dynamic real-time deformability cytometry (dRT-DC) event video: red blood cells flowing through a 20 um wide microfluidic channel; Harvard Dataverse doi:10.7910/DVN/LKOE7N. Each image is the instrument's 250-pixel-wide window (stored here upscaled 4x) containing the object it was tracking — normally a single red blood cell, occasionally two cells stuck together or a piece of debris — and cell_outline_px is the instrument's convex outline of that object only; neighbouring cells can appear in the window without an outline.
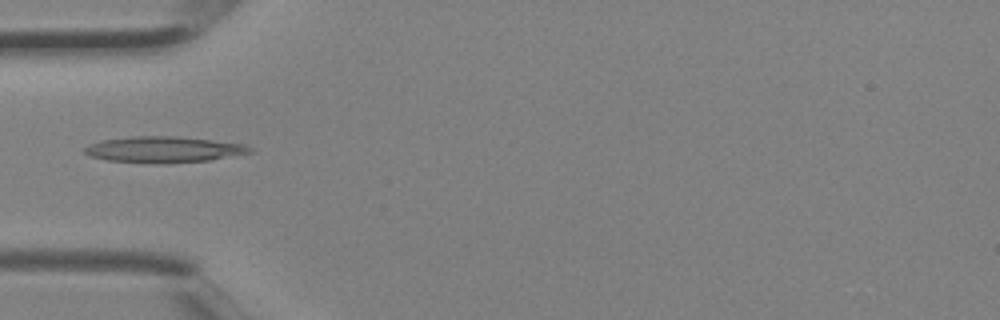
{"species": "Egyptian fruit bat (a non-hibernating species)", "species_latin": "Rousettus aegyptiacus", "temperature_condition": "room temperature", "stored_images_in_passage": 2, "camera_frame_rate_fps": 3000, "um_per_image_px": 0.085, "animal": {"sex": "female"}, "frame": {"image": 1, "passage_image": 2, "time_ms": 0.333, "image_size_px": [1000, 320], "cell_outline_px": [[256, 152], [208, 160], [164, 164], [108, 160], [88, 156], [84, 152], [84, 148], [88, 144], [100, 140], [132, 136], [176, 136], [212, 140], [244, 144], [252, 148]], "centroid_in_image_um": [13.91, 12.71], "position_along_channel_um": 71.1, "area_um2": 25.26}}